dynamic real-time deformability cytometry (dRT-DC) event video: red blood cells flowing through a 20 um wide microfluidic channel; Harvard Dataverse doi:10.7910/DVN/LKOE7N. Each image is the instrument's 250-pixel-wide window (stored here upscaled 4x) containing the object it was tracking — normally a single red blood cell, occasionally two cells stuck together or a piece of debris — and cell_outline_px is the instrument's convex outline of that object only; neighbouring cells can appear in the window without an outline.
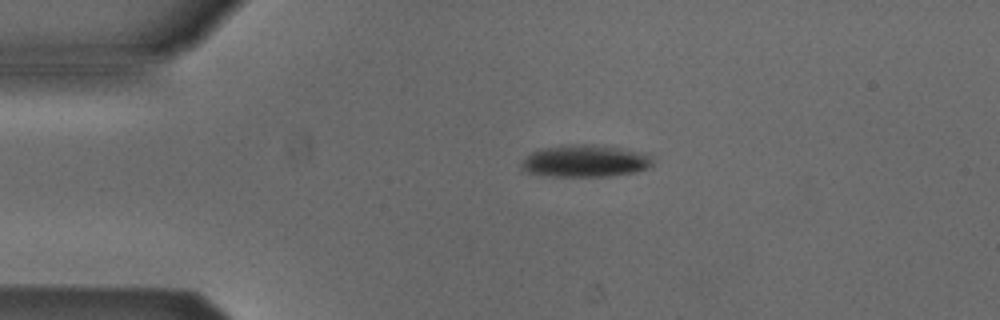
{"species": "Egyptian fruit bat (a non-hibernating species)", "species_latin": "Rousettus aegyptiacus", "temperature_condition": "cold", "stored_images_in_passage": 3, "camera_frame_rate_fps": 3000, "um_per_image_px": 0.085, "animal": {"sex": "male"}, "frame": {"image": 1, "passage_image": 2, "time_ms": 0.333, "image_size_px": [1000, 320], "cell_outline_px": [[652, 164], [648, 168], [636, 172], [608, 176], [540, 176], [520, 172], [520, 160], [532, 152], [540, 148], [572, 144], [584, 144], [620, 148], [644, 152], [652, 160]], "centroid_in_image_um": [49.62, 13.7], "position_along_channel_um": 35.4, "area_um2": 24.91}}